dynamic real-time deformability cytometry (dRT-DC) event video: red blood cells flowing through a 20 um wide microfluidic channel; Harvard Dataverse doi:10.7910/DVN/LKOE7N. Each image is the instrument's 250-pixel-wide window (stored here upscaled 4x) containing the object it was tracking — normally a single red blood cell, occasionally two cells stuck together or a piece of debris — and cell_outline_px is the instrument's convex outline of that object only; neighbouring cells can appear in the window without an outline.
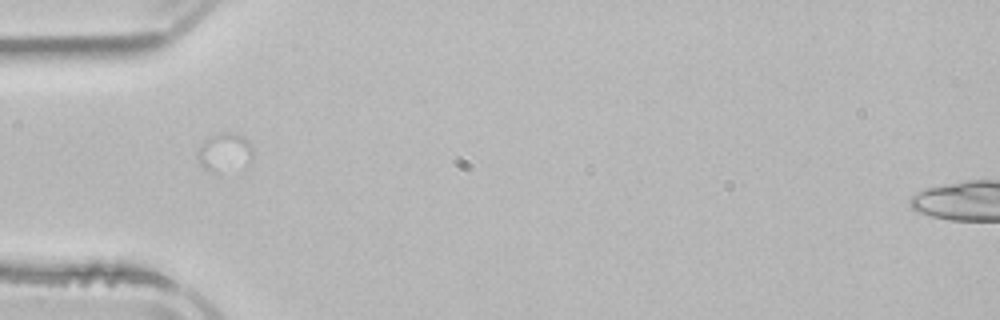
{"species": "common noctule bat (a hibernating species)", "species_latin": "Nyctalus noctula", "temperature_condition": "room temperature", "stored_images_in_passage": 5, "camera_frame_rate_fps": 3000, "um_per_image_px": 0.085, "animal": {"sex": "male", "body_mass_g": 21.5, "forearm_length_mm": 52.0}, "frame": {"image": 1, "passage_image": 5, "time_ms": 5.667, "image_size_px": [1000, 320], "cell_outline_px": [[252, 156], [248, 164], [244, 168], [220, 172], [216, 172], [204, 168], [200, 164], [196, 156], [200, 148], [212, 136], [220, 132], [236, 132], [252, 148]], "centroid_in_image_um": [19.11, 12.98], "position_along_channel_um": 65.9, "area_um2": 12.14}}